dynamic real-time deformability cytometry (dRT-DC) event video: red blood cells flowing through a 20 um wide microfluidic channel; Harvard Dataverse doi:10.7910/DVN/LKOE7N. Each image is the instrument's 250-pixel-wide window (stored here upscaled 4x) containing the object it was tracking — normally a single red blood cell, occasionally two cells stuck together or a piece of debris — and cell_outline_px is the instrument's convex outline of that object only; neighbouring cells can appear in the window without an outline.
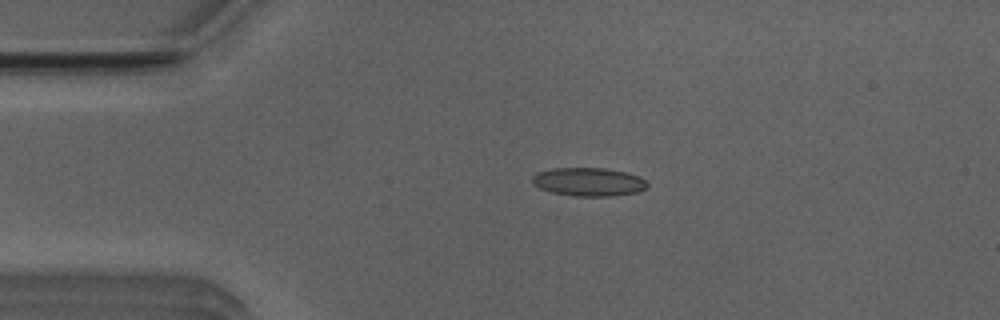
{"species": "Egyptian fruit bat (a non-hibernating species)", "species_latin": "Rousettus aegyptiacus", "temperature_condition": "room temperature", "stored_images_in_passage": 14, "camera_frame_rate_fps": 3000, "um_per_image_px": 0.085, "animal": {"sex": "male"}, "frame": {"image": 1, "passage_image": 11, "time_ms": 3.333, "image_size_px": [1000, 320], "cell_outline_px": [[648, 188], [640, 192], [612, 196], [576, 196], [552, 192], [540, 188], [532, 184], [532, 176], [536, 172], [552, 168], [604, 168], [624, 172], [640, 176], [648, 184]], "centroid_in_image_um": [50.04, 15.46], "position_along_channel_um": 35.0, "area_um2": 19.19}}